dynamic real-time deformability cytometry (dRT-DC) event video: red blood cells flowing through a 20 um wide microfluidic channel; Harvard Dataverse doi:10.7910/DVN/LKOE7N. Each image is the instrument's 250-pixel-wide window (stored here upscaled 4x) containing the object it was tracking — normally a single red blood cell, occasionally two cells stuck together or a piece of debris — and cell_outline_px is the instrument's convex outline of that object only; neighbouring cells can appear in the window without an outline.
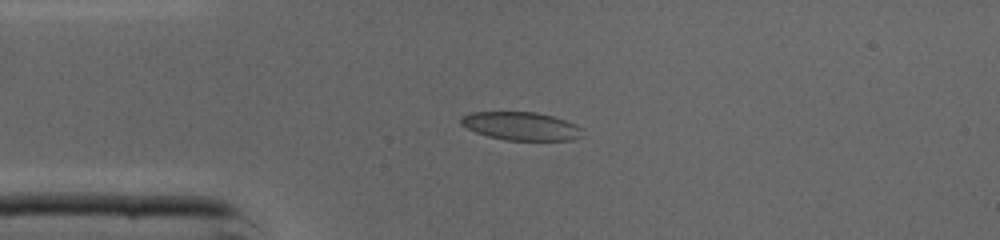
{"species": "common noctule bat (a hibernating species)", "species_latin": "Nyctalus noctula", "temperature_condition": "cold", "stored_images_in_passage": 36, "camera_frame_rate_fps": 3000, "um_per_image_px": 0.085, "animal": {"sex": "male", "body_mass_g": 19.0, "forearm_length_mm": 50.8}, "frame": {"image": 1, "passage_image": 1, "time_ms": 0.0, "image_size_px": [1000, 240], "cell_outline_px": [[580, 136], [572, 140], [504, 140], [488, 136], [476, 132], [460, 124], [460, 116], [468, 112], [536, 112], [552, 116], [576, 124], [580, 128]], "centroid_in_image_um": [44.23, 10.71], "position_along_channel_um": 40.8, "area_um2": 19.88}}
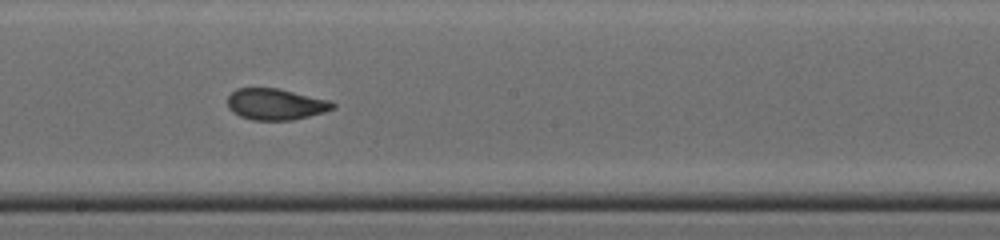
{"frame": {"image": 2, "passage_image": 15, "time_ms": 4.667, "image_size_px": [1000, 240], "cell_outline_px": [[336, 108], [324, 112], [292, 120], [252, 120], [240, 116], [232, 112], [228, 108], [228, 96], [236, 88], [276, 88], [332, 100], [336, 104]], "centroid_in_image_um": [23.45, 8.86], "position_along_channel_um": 224.8, "area_um2": 19.31}}
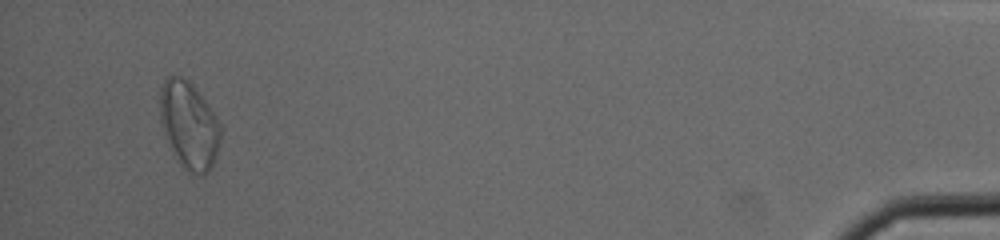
{"frame": {"image": 3, "passage_image": 34, "time_ms": 11.0, "image_size_px": [1000, 240], "cell_outline_px": [[220, 140], [216, 156], [212, 168], [208, 172], [200, 176], [184, 168], [180, 164], [164, 136], [160, 120], [160, 88], [164, 80], [168, 76], [180, 76], [188, 80], [196, 88], [220, 124]], "centroid_in_image_um": [16.05, 10.64], "position_along_channel_um": 419.2, "area_um2": 30.63}, "authors_computed_cell_mechanics": {"area_um2": 20.3167, "velocity_mm_per_s": 4.3539, "shape_relaxation_time_tau1_ms": 7.2351, "shape_relaxation_time_tau2_ms": 1.4785, "deformation_change_tau1": 0.1913, "deformation_change_tau2": 0.0477}}